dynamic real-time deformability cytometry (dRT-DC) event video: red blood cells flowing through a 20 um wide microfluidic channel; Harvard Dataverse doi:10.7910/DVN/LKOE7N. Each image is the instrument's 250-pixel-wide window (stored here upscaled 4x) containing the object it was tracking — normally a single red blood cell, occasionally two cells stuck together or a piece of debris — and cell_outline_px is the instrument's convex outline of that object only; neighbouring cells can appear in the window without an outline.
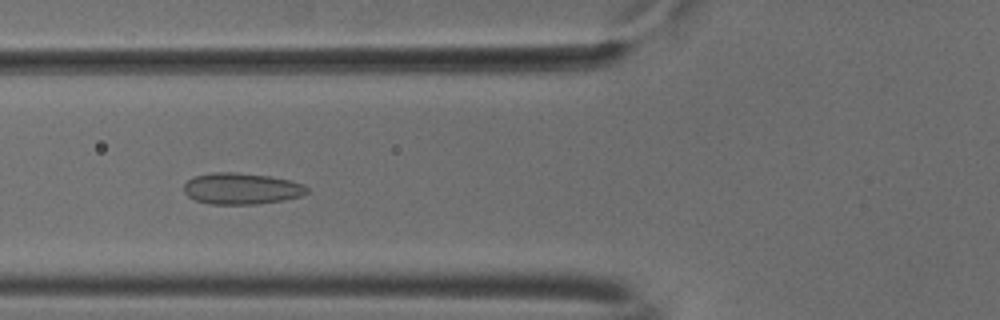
{"species": "common noctule bat (a hibernating species)", "species_latin": "Nyctalus noctula", "temperature_condition": "cold", "stored_images_in_passage": 42, "camera_frame_rate_fps": 3000, "um_per_image_px": 0.085, "animal": {"sex": "male", "body_mass_g": 18.8}, "frame": {"image": 1, "passage_image": 9, "time_ms": 2.667, "image_size_px": [1000, 320], "cell_outline_px": [[308, 192], [300, 196], [284, 200], [260, 204], [212, 204], [196, 200], [188, 196], [184, 192], [184, 184], [188, 180], [196, 176], [212, 172], [236, 172], [272, 176], [304, 184], [308, 188]], "centroid_in_image_um": [20.54, 16.03], "position_along_channel_um": 105.3, "area_um2": 22.54}}
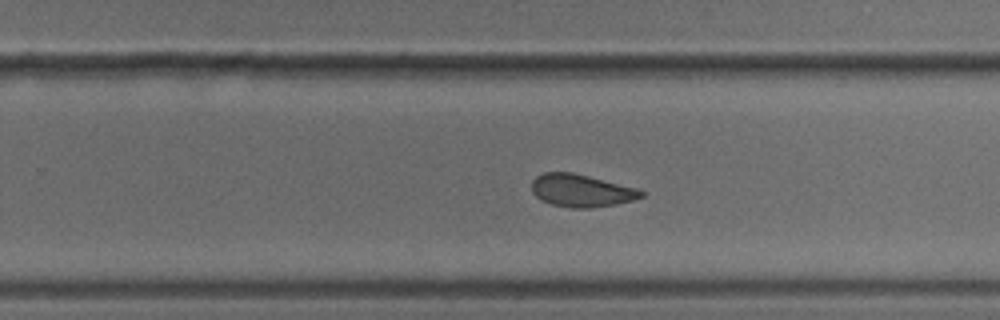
{"frame": {"image": 2, "passage_image": 23, "time_ms": 7.333, "image_size_px": [1000, 320], "cell_outline_px": [[644, 196], [636, 200], [616, 204], [588, 208], [572, 208], [552, 204], [540, 200], [532, 192], [532, 180], [536, 176], [544, 172], [572, 172], [636, 188], [644, 192]], "centroid_in_image_um": [49.4, 16.2], "position_along_channel_um": 280.4, "area_um2": 20.75}}
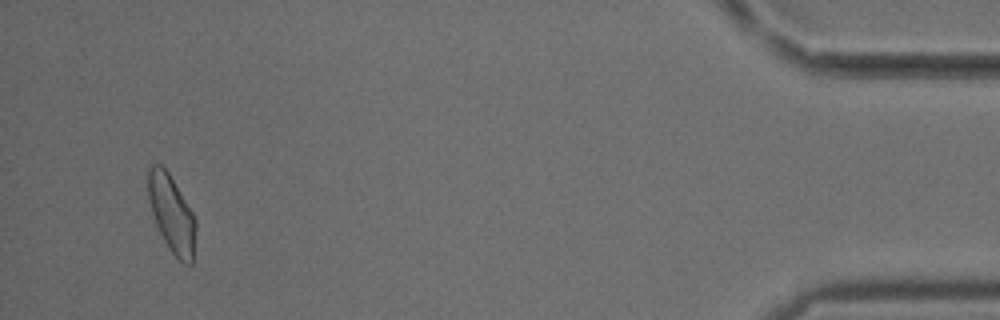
{"frame": {"image": 3, "passage_image": 40, "time_ms": 13.0, "image_size_px": [1000, 320], "cell_outline_px": [[196, 228], [192, 264], [184, 264], [172, 252], [164, 240], [156, 224], [152, 212], [148, 196], [148, 168], [152, 164], [160, 164], [168, 172], [192, 212], [196, 220]], "centroid_in_image_um": [14.59, 18.17], "position_along_channel_um": 420.6, "area_um2": 21.04}, "authors_computed_cell_mechanics": {"area_um2": 21.5594, "velocity_mm_per_s": 3.7497, "shape_relaxation_time_tau1_ms": null, "shape_relaxation_time_tau2_ms": 1.1413, "deformation_change_tau1": null, "deformation_change_tau2": 0.0621}}